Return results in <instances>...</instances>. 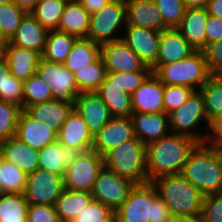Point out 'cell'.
<instances>
[{"label": "cell", "instance_id": "cell-1", "mask_svg": "<svg viewBox=\"0 0 222 222\" xmlns=\"http://www.w3.org/2000/svg\"><path fill=\"white\" fill-rule=\"evenodd\" d=\"M198 144L191 137L170 133L146 145L148 182L160 176L180 174L190 153Z\"/></svg>", "mask_w": 222, "mask_h": 222}, {"label": "cell", "instance_id": "cell-2", "mask_svg": "<svg viewBox=\"0 0 222 222\" xmlns=\"http://www.w3.org/2000/svg\"><path fill=\"white\" fill-rule=\"evenodd\" d=\"M180 174L204 196L222 193V151L199 143Z\"/></svg>", "mask_w": 222, "mask_h": 222}, {"label": "cell", "instance_id": "cell-3", "mask_svg": "<svg viewBox=\"0 0 222 222\" xmlns=\"http://www.w3.org/2000/svg\"><path fill=\"white\" fill-rule=\"evenodd\" d=\"M172 218L170 209L158 197L151 182L136 184L114 213L116 222H167Z\"/></svg>", "mask_w": 222, "mask_h": 222}, {"label": "cell", "instance_id": "cell-4", "mask_svg": "<svg viewBox=\"0 0 222 222\" xmlns=\"http://www.w3.org/2000/svg\"><path fill=\"white\" fill-rule=\"evenodd\" d=\"M151 183L173 216L201 213L204 195L181 174L160 176Z\"/></svg>", "mask_w": 222, "mask_h": 222}, {"label": "cell", "instance_id": "cell-5", "mask_svg": "<svg viewBox=\"0 0 222 222\" xmlns=\"http://www.w3.org/2000/svg\"><path fill=\"white\" fill-rule=\"evenodd\" d=\"M146 145L136 136L125 141L103 156L104 167L137 184L148 182Z\"/></svg>", "mask_w": 222, "mask_h": 222}, {"label": "cell", "instance_id": "cell-6", "mask_svg": "<svg viewBox=\"0 0 222 222\" xmlns=\"http://www.w3.org/2000/svg\"><path fill=\"white\" fill-rule=\"evenodd\" d=\"M154 74L164 85L186 86L195 91L212 76L202 51H195L177 62L161 65Z\"/></svg>", "mask_w": 222, "mask_h": 222}, {"label": "cell", "instance_id": "cell-7", "mask_svg": "<svg viewBox=\"0 0 222 222\" xmlns=\"http://www.w3.org/2000/svg\"><path fill=\"white\" fill-rule=\"evenodd\" d=\"M206 122L209 132V125L205 108L204 99L199 91H195L182 106L169 114L170 131L173 134H180L191 137L199 143H205L207 135L195 132L200 122Z\"/></svg>", "mask_w": 222, "mask_h": 222}, {"label": "cell", "instance_id": "cell-8", "mask_svg": "<svg viewBox=\"0 0 222 222\" xmlns=\"http://www.w3.org/2000/svg\"><path fill=\"white\" fill-rule=\"evenodd\" d=\"M123 24L126 26V3L111 0L99 11L91 14L86 38L99 45L122 39L115 34Z\"/></svg>", "mask_w": 222, "mask_h": 222}, {"label": "cell", "instance_id": "cell-9", "mask_svg": "<svg viewBox=\"0 0 222 222\" xmlns=\"http://www.w3.org/2000/svg\"><path fill=\"white\" fill-rule=\"evenodd\" d=\"M136 184L134 181L103 167L93 183L90 193L93 200L101 202L115 213Z\"/></svg>", "mask_w": 222, "mask_h": 222}, {"label": "cell", "instance_id": "cell-10", "mask_svg": "<svg viewBox=\"0 0 222 222\" xmlns=\"http://www.w3.org/2000/svg\"><path fill=\"white\" fill-rule=\"evenodd\" d=\"M104 167L103 157L96 151L80 153L67 166L63 176L64 188L74 191L90 192L99 172Z\"/></svg>", "mask_w": 222, "mask_h": 222}, {"label": "cell", "instance_id": "cell-11", "mask_svg": "<svg viewBox=\"0 0 222 222\" xmlns=\"http://www.w3.org/2000/svg\"><path fill=\"white\" fill-rule=\"evenodd\" d=\"M64 189L62 175L38 168L27 174L24 196L29 204L54 206Z\"/></svg>", "mask_w": 222, "mask_h": 222}, {"label": "cell", "instance_id": "cell-12", "mask_svg": "<svg viewBox=\"0 0 222 222\" xmlns=\"http://www.w3.org/2000/svg\"><path fill=\"white\" fill-rule=\"evenodd\" d=\"M36 74L51 87L53 99L73 102L81 93L78 90L74 73L65 68L64 64L40 59Z\"/></svg>", "mask_w": 222, "mask_h": 222}, {"label": "cell", "instance_id": "cell-13", "mask_svg": "<svg viewBox=\"0 0 222 222\" xmlns=\"http://www.w3.org/2000/svg\"><path fill=\"white\" fill-rule=\"evenodd\" d=\"M73 109L82 117L93 136L112 118L107 105L96 92H81L74 100Z\"/></svg>", "mask_w": 222, "mask_h": 222}, {"label": "cell", "instance_id": "cell-14", "mask_svg": "<svg viewBox=\"0 0 222 222\" xmlns=\"http://www.w3.org/2000/svg\"><path fill=\"white\" fill-rule=\"evenodd\" d=\"M101 56L107 72H133L146 66L123 39L101 45Z\"/></svg>", "mask_w": 222, "mask_h": 222}, {"label": "cell", "instance_id": "cell-15", "mask_svg": "<svg viewBox=\"0 0 222 222\" xmlns=\"http://www.w3.org/2000/svg\"><path fill=\"white\" fill-rule=\"evenodd\" d=\"M135 137L130 117H112L109 122L93 136L92 150L102 157L121 143Z\"/></svg>", "mask_w": 222, "mask_h": 222}, {"label": "cell", "instance_id": "cell-16", "mask_svg": "<svg viewBox=\"0 0 222 222\" xmlns=\"http://www.w3.org/2000/svg\"><path fill=\"white\" fill-rule=\"evenodd\" d=\"M196 50L188 43L177 28H168L160 33L158 54L151 66L154 73L161 65L185 59Z\"/></svg>", "mask_w": 222, "mask_h": 222}, {"label": "cell", "instance_id": "cell-17", "mask_svg": "<svg viewBox=\"0 0 222 222\" xmlns=\"http://www.w3.org/2000/svg\"><path fill=\"white\" fill-rule=\"evenodd\" d=\"M124 29L126 34L122 39L147 66L151 67L158 54L161 32L134 25H126Z\"/></svg>", "mask_w": 222, "mask_h": 222}, {"label": "cell", "instance_id": "cell-18", "mask_svg": "<svg viewBox=\"0 0 222 222\" xmlns=\"http://www.w3.org/2000/svg\"><path fill=\"white\" fill-rule=\"evenodd\" d=\"M135 136L145 145L170 134L169 115L161 113L133 112L130 116Z\"/></svg>", "mask_w": 222, "mask_h": 222}, {"label": "cell", "instance_id": "cell-19", "mask_svg": "<svg viewBox=\"0 0 222 222\" xmlns=\"http://www.w3.org/2000/svg\"><path fill=\"white\" fill-rule=\"evenodd\" d=\"M131 99L133 112L147 114L165 112L163 83L154 73H151L133 92Z\"/></svg>", "mask_w": 222, "mask_h": 222}, {"label": "cell", "instance_id": "cell-20", "mask_svg": "<svg viewBox=\"0 0 222 222\" xmlns=\"http://www.w3.org/2000/svg\"><path fill=\"white\" fill-rule=\"evenodd\" d=\"M57 141L83 153L92 150L93 135L82 117L73 109L57 133Z\"/></svg>", "mask_w": 222, "mask_h": 222}, {"label": "cell", "instance_id": "cell-21", "mask_svg": "<svg viewBox=\"0 0 222 222\" xmlns=\"http://www.w3.org/2000/svg\"><path fill=\"white\" fill-rule=\"evenodd\" d=\"M15 137L32 148L40 150L56 141L57 133L46 126L44 122L33 119L22 110L19 115Z\"/></svg>", "mask_w": 222, "mask_h": 222}, {"label": "cell", "instance_id": "cell-22", "mask_svg": "<svg viewBox=\"0 0 222 222\" xmlns=\"http://www.w3.org/2000/svg\"><path fill=\"white\" fill-rule=\"evenodd\" d=\"M72 110L73 102L56 99L29 105L24 109L30 117L39 122H44L56 133L59 132Z\"/></svg>", "mask_w": 222, "mask_h": 222}, {"label": "cell", "instance_id": "cell-23", "mask_svg": "<svg viewBox=\"0 0 222 222\" xmlns=\"http://www.w3.org/2000/svg\"><path fill=\"white\" fill-rule=\"evenodd\" d=\"M126 25L144 27L159 32L168 29L153 0L126 2Z\"/></svg>", "mask_w": 222, "mask_h": 222}, {"label": "cell", "instance_id": "cell-24", "mask_svg": "<svg viewBox=\"0 0 222 222\" xmlns=\"http://www.w3.org/2000/svg\"><path fill=\"white\" fill-rule=\"evenodd\" d=\"M80 154L57 140L38 150V168L64 176L67 166Z\"/></svg>", "mask_w": 222, "mask_h": 222}, {"label": "cell", "instance_id": "cell-25", "mask_svg": "<svg viewBox=\"0 0 222 222\" xmlns=\"http://www.w3.org/2000/svg\"><path fill=\"white\" fill-rule=\"evenodd\" d=\"M42 55L31 49L7 44L5 61L12 75L23 82L36 73Z\"/></svg>", "mask_w": 222, "mask_h": 222}, {"label": "cell", "instance_id": "cell-26", "mask_svg": "<svg viewBox=\"0 0 222 222\" xmlns=\"http://www.w3.org/2000/svg\"><path fill=\"white\" fill-rule=\"evenodd\" d=\"M47 34L48 31L30 13H27L8 44L31 49L42 55Z\"/></svg>", "mask_w": 222, "mask_h": 222}, {"label": "cell", "instance_id": "cell-27", "mask_svg": "<svg viewBox=\"0 0 222 222\" xmlns=\"http://www.w3.org/2000/svg\"><path fill=\"white\" fill-rule=\"evenodd\" d=\"M208 15L206 8L186 9L184 17L177 27L196 51H202L206 47L205 25Z\"/></svg>", "mask_w": 222, "mask_h": 222}, {"label": "cell", "instance_id": "cell-28", "mask_svg": "<svg viewBox=\"0 0 222 222\" xmlns=\"http://www.w3.org/2000/svg\"><path fill=\"white\" fill-rule=\"evenodd\" d=\"M4 160L14 164L26 174L38 169V150L21 142L17 137L1 141Z\"/></svg>", "mask_w": 222, "mask_h": 222}, {"label": "cell", "instance_id": "cell-29", "mask_svg": "<svg viewBox=\"0 0 222 222\" xmlns=\"http://www.w3.org/2000/svg\"><path fill=\"white\" fill-rule=\"evenodd\" d=\"M91 14L77 1H67L61 15L58 31L78 38H86Z\"/></svg>", "mask_w": 222, "mask_h": 222}, {"label": "cell", "instance_id": "cell-30", "mask_svg": "<svg viewBox=\"0 0 222 222\" xmlns=\"http://www.w3.org/2000/svg\"><path fill=\"white\" fill-rule=\"evenodd\" d=\"M95 92L107 105L112 117H130L133 113L131 95L107 78Z\"/></svg>", "mask_w": 222, "mask_h": 222}, {"label": "cell", "instance_id": "cell-31", "mask_svg": "<svg viewBox=\"0 0 222 222\" xmlns=\"http://www.w3.org/2000/svg\"><path fill=\"white\" fill-rule=\"evenodd\" d=\"M92 200L90 192L64 189L55 201L54 208L61 222H72Z\"/></svg>", "mask_w": 222, "mask_h": 222}, {"label": "cell", "instance_id": "cell-32", "mask_svg": "<svg viewBox=\"0 0 222 222\" xmlns=\"http://www.w3.org/2000/svg\"><path fill=\"white\" fill-rule=\"evenodd\" d=\"M101 55V45L87 38H78L63 63L71 73L92 63Z\"/></svg>", "mask_w": 222, "mask_h": 222}, {"label": "cell", "instance_id": "cell-33", "mask_svg": "<svg viewBox=\"0 0 222 222\" xmlns=\"http://www.w3.org/2000/svg\"><path fill=\"white\" fill-rule=\"evenodd\" d=\"M77 38L58 30L48 31L42 58L56 63H64Z\"/></svg>", "mask_w": 222, "mask_h": 222}, {"label": "cell", "instance_id": "cell-34", "mask_svg": "<svg viewBox=\"0 0 222 222\" xmlns=\"http://www.w3.org/2000/svg\"><path fill=\"white\" fill-rule=\"evenodd\" d=\"M107 69L100 55L95 61L74 72L80 92H95L106 79Z\"/></svg>", "mask_w": 222, "mask_h": 222}, {"label": "cell", "instance_id": "cell-35", "mask_svg": "<svg viewBox=\"0 0 222 222\" xmlns=\"http://www.w3.org/2000/svg\"><path fill=\"white\" fill-rule=\"evenodd\" d=\"M28 205L24 194L0 193V222H27Z\"/></svg>", "mask_w": 222, "mask_h": 222}, {"label": "cell", "instance_id": "cell-36", "mask_svg": "<svg viewBox=\"0 0 222 222\" xmlns=\"http://www.w3.org/2000/svg\"><path fill=\"white\" fill-rule=\"evenodd\" d=\"M66 0H40L30 14L47 30L58 29Z\"/></svg>", "mask_w": 222, "mask_h": 222}, {"label": "cell", "instance_id": "cell-37", "mask_svg": "<svg viewBox=\"0 0 222 222\" xmlns=\"http://www.w3.org/2000/svg\"><path fill=\"white\" fill-rule=\"evenodd\" d=\"M198 91L203 96L205 113L210 123L222 115V78L212 75Z\"/></svg>", "mask_w": 222, "mask_h": 222}, {"label": "cell", "instance_id": "cell-38", "mask_svg": "<svg viewBox=\"0 0 222 222\" xmlns=\"http://www.w3.org/2000/svg\"><path fill=\"white\" fill-rule=\"evenodd\" d=\"M27 174L4 160L0 167V193L24 194Z\"/></svg>", "mask_w": 222, "mask_h": 222}, {"label": "cell", "instance_id": "cell-39", "mask_svg": "<svg viewBox=\"0 0 222 222\" xmlns=\"http://www.w3.org/2000/svg\"><path fill=\"white\" fill-rule=\"evenodd\" d=\"M51 87L36 73L23 82V110L33 104L52 100Z\"/></svg>", "mask_w": 222, "mask_h": 222}, {"label": "cell", "instance_id": "cell-40", "mask_svg": "<svg viewBox=\"0 0 222 222\" xmlns=\"http://www.w3.org/2000/svg\"><path fill=\"white\" fill-rule=\"evenodd\" d=\"M152 73L151 67L145 66L142 70L133 72H107L106 78L120 87L127 94L132 95L144 80Z\"/></svg>", "mask_w": 222, "mask_h": 222}, {"label": "cell", "instance_id": "cell-41", "mask_svg": "<svg viewBox=\"0 0 222 222\" xmlns=\"http://www.w3.org/2000/svg\"><path fill=\"white\" fill-rule=\"evenodd\" d=\"M27 13L10 1L0 5V27L5 37L10 40Z\"/></svg>", "mask_w": 222, "mask_h": 222}, {"label": "cell", "instance_id": "cell-42", "mask_svg": "<svg viewBox=\"0 0 222 222\" xmlns=\"http://www.w3.org/2000/svg\"><path fill=\"white\" fill-rule=\"evenodd\" d=\"M21 111V107L0 100V141L16 136Z\"/></svg>", "mask_w": 222, "mask_h": 222}, {"label": "cell", "instance_id": "cell-43", "mask_svg": "<svg viewBox=\"0 0 222 222\" xmlns=\"http://www.w3.org/2000/svg\"><path fill=\"white\" fill-rule=\"evenodd\" d=\"M168 28H177L186 11L183 0H153Z\"/></svg>", "mask_w": 222, "mask_h": 222}, {"label": "cell", "instance_id": "cell-44", "mask_svg": "<svg viewBox=\"0 0 222 222\" xmlns=\"http://www.w3.org/2000/svg\"><path fill=\"white\" fill-rule=\"evenodd\" d=\"M194 92L195 90L186 86L163 84L165 113L169 115L172 111L178 109Z\"/></svg>", "mask_w": 222, "mask_h": 222}, {"label": "cell", "instance_id": "cell-45", "mask_svg": "<svg viewBox=\"0 0 222 222\" xmlns=\"http://www.w3.org/2000/svg\"><path fill=\"white\" fill-rule=\"evenodd\" d=\"M114 212L101 202L92 200L72 222H114Z\"/></svg>", "mask_w": 222, "mask_h": 222}, {"label": "cell", "instance_id": "cell-46", "mask_svg": "<svg viewBox=\"0 0 222 222\" xmlns=\"http://www.w3.org/2000/svg\"><path fill=\"white\" fill-rule=\"evenodd\" d=\"M201 215L204 222H222V193L204 196Z\"/></svg>", "mask_w": 222, "mask_h": 222}, {"label": "cell", "instance_id": "cell-47", "mask_svg": "<svg viewBox=\"0 0 222 222\" xmlns=\"http://www.w3.org/2000/svg\"><path fill=\"white\" fill-rule=\"evenodd\" d=\"M27 222H61L54 206L29 204Z\"/></svg>", "mask_w": 222, "mask_h": 222}, {"label": "cell", "instance_id": "cell-48", "mask_svg": "<svg viewBox=\"0 0 222 222\" xmlns=\"http://www.w3.org/2000/svg\"><path fill=\"white\" fill-rule=\"evenodd\" d=\"M202 52L211 74L218 75L222 72V40L206 45Z\"/></svg>", "mask_w": 222, "mask_h": 222}, {"label": "cell", "instance_id": "cell-49", "mask_svg": "<svg viewBox=\"0 0 222 222\" xmlns=\"http://www.w3.org/2000/svg\"><path fill=\"white\" fill-rule=\"evenodd\" d=\"M5 102L15 104L23 110V81L12 74L6 79Z\"/></svg>", "mask_w": 222, "mask_h": 222}, {"label": "cell", "instance_id": "cell-50", "mask_svg": "<svg viewBox=\"0 0 222 222\" xmlns=\"http://www.w3.org/2000/svg\"><path fill=\"white\" fill-rule=\"evenodd\" d=\"M209 131V134L206 132L205 143L215 150L222 151V115L210 122Z\"/></svg>", "mask_w": 222, "mask_h": 222}, {"label": "cell", "instance_id": "cell-51", "mask_svg": "<svg viewBox=\"0 0 222 222\" xmlns=\"http://www.w3.org/2000/svg\"><path fill=\"white\" fill-rule=\"evenodd\" d=\"M206 45L222 40V19L212 15H208L205 25Z\"/></svg>", "mask_w": 222, "mask_h": 222}, {"label": "cell", "instance_id": "cell-52", "mask_svg": "<svg viewBox=\"0 0 222 222\" xmlns=\"http://www.w3.org/2000/svg\"><path fill=\"white\" fill-rule=\"evenodd\" d=\"M90 14L99 11L111 0H77Z\"/></svg>", "mask_w": 222, "mask_h": 222}, {"label": "cell", "instance_id": "cell-53", "mask_svg": "<svg viewBox=\"0 0 222 222\" xmlns=\"http://www.w3.org/2000/svg\"><path fill=\"white\" fill-rule=\"evenodd\" d=\"M11 75L6 61L0 63V100L5 101L6 79Z\"/></svg>", "mask_w": 222, "mask_h": 222}, {"label": "cell", "instance_id": "cell-54", "mask_svg": "<svg viewBox=\"0 0 222 222\" xmlns=\"http://www.w3.org/2000/svg\"><path fill=\"white\" fill-rule=\"evenodd\" d=\"M206 9L209 15L222 19V0H209Z\"/></svg>", "mask_w": 222, "mask_h": 222}, {"label": "cell", "instance_id": "cell-55", "mask_svg": "<svg viewBox=\"0 0 222 222\" xmlns=\"http://www.w3.org/2000/svg\"><path fill=\"white\" fill-rule=\"evenodd\" d=\"M172 219L174 222H204V219L201 213L191 214V215L173 216Z\"/></svg>", "mask_w": 222, "mask_h": 222}, {"label": "cell", "instance_id": "cell-56", "mask_svg": "<svg viewBox=\"0 0 222 222\" xmlns=\"http://www.w3.org/2000/svg\"><path fill=\"white\" fill-rule=\"evenodd\" d=\"M11 1L17 4L26 13H30L38 2V0H11Z\"/></svg>", "mask_w": 222, "mask_h": 222}, {"label": "cell", "instance_id": "cell-57", "mask_svg": "<svg viewBox=\"0 0 222 222\" xmlns=\"http://www.w3.org/2000/svg\"><path fill=\"white\" fill-rule=\"evenodd\" d=\"M209 0H183L186 9L206 8Z\"/></svg>", "mask_w": 222, "mask_h": 222}, {"label": "cell", "instance_id": "cell-58", "mask_svg": "<svg viewBox=\"0 0 222 222\" xmlns=\"http://www.w3.org/2000/svg\"><path fill=\"white\" fill-rule=\"evenodd\" d=\"M8 43H0V63L5 61L6 46Z\"/></svg>", "mask_w": 222, "mask_h": 222}, {"label": "cell", "instance_id": "cell-59", "mask_svg": "<svg viewBox=\"0 0 222 222\" xmlns=\"http://www.w3.org/2000/svg\"><path fill=\"white\" fill-rule=\"evenodd\" d=\"M8 42H9V40L5 37V35L2 32L1 27H0V43H8Z\"/></svg>", "mask_w": 222, "mask_h": 222}, {"label": "cell", "instance_id": "cell-60", "mask_svg": "<svg viewBox=\"0 0 222 222\" xmlns=\"http://www.w3.org/2000/svg\"><path fill=\"white\" fill-rule=\"evenodd\" d=\"M3 162H4V155H3V150H2L1 141H0V167L2 166Z\"/></svg>", "mask_w": 222, "mask_h": 222}, {"label": "cell", "instance_id": "cell-61", "mask_svg": "<svg viewBox=\"0 0 222 222\" xmlns=\"http://www.w3.org/2000/svg\"><path fill=\"white\" fill-rule=\"evenodd\" d=\"M11 0H0V5L10 2Z\"/></svg>", "mask_w": 222, "mask_h": 222}, {"label": "cell", "instance_id": "cell-62", "mask_svg": "<svg viewBox=\"0 0 222 222\" xmlns=\"http://www.w3.org/2000/svg\"><path fill=\"white\" fill-rule=\"evenodd\" d=\"M218 76L222 78V72H220V73L218 74Z\"/></svg>", "mask_w": 222, "mask_h": 222}]
</instances>
